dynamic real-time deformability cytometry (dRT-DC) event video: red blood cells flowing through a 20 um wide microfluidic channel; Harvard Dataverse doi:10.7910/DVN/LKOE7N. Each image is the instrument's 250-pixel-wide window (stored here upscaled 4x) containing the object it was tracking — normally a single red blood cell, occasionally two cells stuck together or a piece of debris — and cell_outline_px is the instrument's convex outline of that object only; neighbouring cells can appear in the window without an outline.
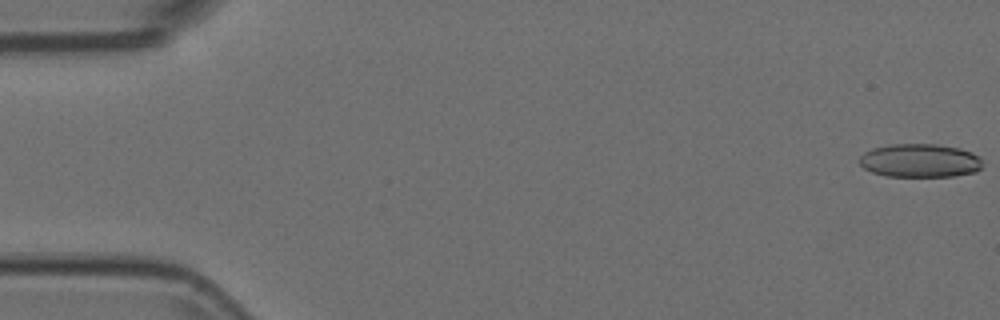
{"species": "Egyptian fruit bat (a non-hibernating species)", "species_latin": "Rousettus aegyptiacus", "temperature_condition": "room temperature", "stored_images_in_passage": 5, "camera_frame_rate_fps": 3000, "um_per_image_px": 0.085, "animal": {"sex": "female"}, "frame": {"image": 1, "passage_image": 1, "time_ms": 0.0, "image_size_px": [1000, 320], "cell_outline_px": [[984, 164], [976, 172], [952, 176], [888, 176], [872, 172], [864, 168], [860, 164], [860, 156], [864, 152], [872, 148], [892, 144], [936, 144], [960, 148], [972, 152], [980, 156]], "centroid_in_image_um": [78.23, 13.64], "position_along_channel_um": 6.8, "area_um2": 24.16}}